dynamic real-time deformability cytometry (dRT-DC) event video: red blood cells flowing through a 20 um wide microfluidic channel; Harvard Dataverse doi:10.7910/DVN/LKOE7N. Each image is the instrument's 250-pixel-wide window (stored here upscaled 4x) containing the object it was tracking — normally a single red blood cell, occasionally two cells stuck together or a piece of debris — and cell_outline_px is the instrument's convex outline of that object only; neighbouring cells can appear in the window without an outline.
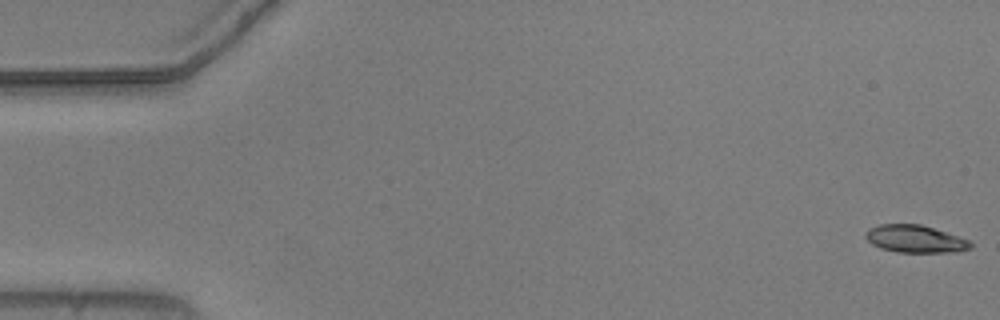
{"species": "common noctule bat (a hibernating species)", "species_latin": "Nyctalus noctula", "temperature_condition": "warm", "stored_images_in_passage": 48, "camera_frame_rate_fps": 3000, "um_per_image_px": 0.085, "animal": {"sex": "male", "body_mass_g": 20.5, "forearm_length_mm": 52.5}, "frame": {"image": 1, "passage_image": 1, "time_ms": 0.0, "image_size_px": [1000, 320], "cell_outline_px": [[972, 248], [956, 252], [896, 252], [880, 248], [872, 244], [864, 236], [868, 228], [880, 224], [920, 224], [968, 240], [972, 244]], "centroid_in_image_um": [77.75, 20.31], "position_along_channel_um": 7.3, "area_um2": 16.65}}
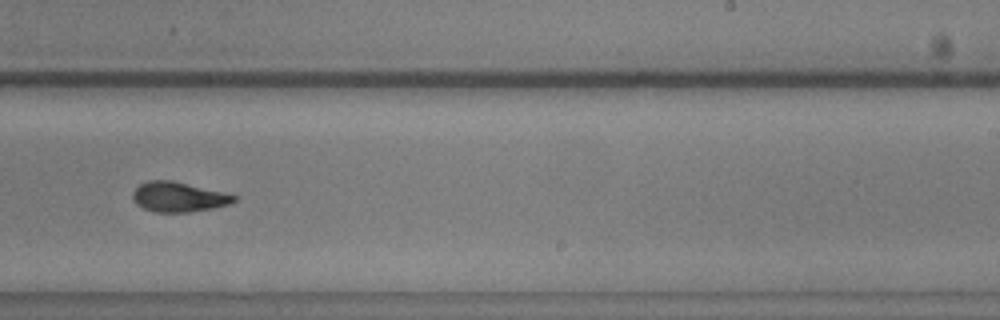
{"frame": {"image": 2, "passage_image": 34, "time_ms": 11.0, "image_size_px": [1000, 320], "cell_outline_px": [[236, 200], [228, 204], [212, 208], [188, 212], [156, 212], [144, 208], [136, 204], [132, 196], [132, 192], [140, 184], [148, 180], [172, 180], [224, 192], [236, 196]], "centroid_in_image_um": [15.15, 16.73], "position_along_channel_um": 273.9, "area_um2": 17.51}}
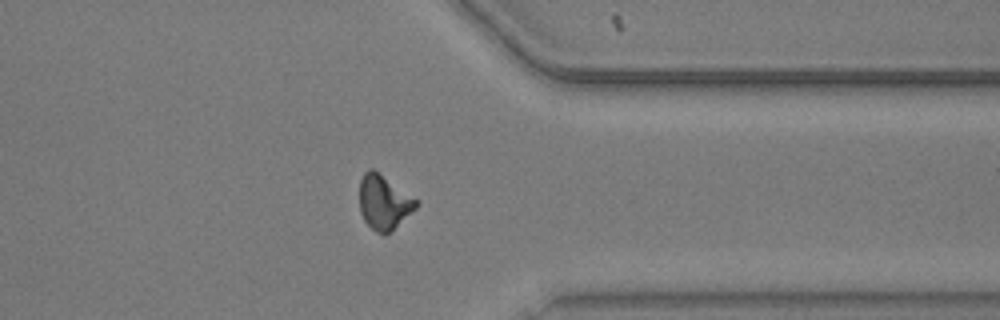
{"frame": {"image": 3, "passage_image": 43, "time_ms": 14.0, "image_size_px": [1000, 320], "cell_outline_px": [[420, 204], [392, 232], [384, 236], [376, 232], [364, 220], [360, 212], [360, 180], [364, 172], [368, 168], [372, 168], [420, 200]], "centroid_in_image_um": [32.66, 17.21], "position_along_channel_um": 378.7, "area_um2": 18.32}}